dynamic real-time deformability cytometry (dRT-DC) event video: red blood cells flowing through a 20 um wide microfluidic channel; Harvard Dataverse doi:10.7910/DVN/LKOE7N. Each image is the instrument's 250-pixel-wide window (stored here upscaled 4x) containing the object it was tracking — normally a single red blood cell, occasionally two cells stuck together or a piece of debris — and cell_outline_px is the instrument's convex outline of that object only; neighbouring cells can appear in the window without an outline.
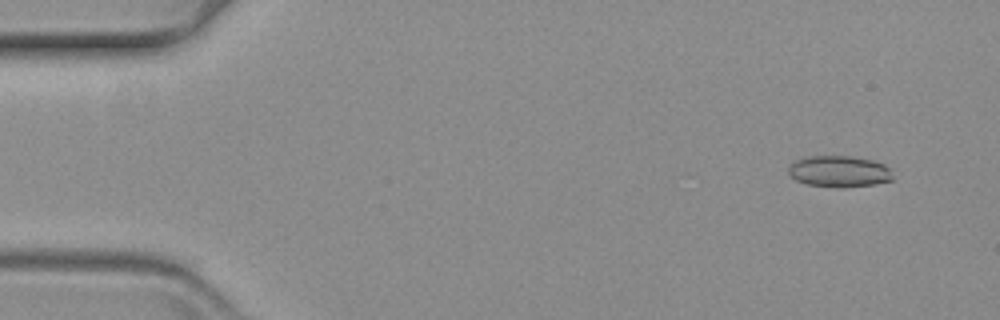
{"species": "common noctule bat (a hibernating species)", "species_latin": "Nyctalus noctula", "temperature_condition": "warm", "stored_images_in_passage": 60, "camera_frame_rate_fps": 3000, "um_per_image_px": 0.085, "animal": {"sex": "female", "body_mass_g": 19.3, "forearm_length_mm": 54.1}, "frame": {"image": 1, "passage_image": 5, "time_ms": 1.333, "image_size_px": [1000, 320], "cell_outline_px": [[892, 180], [876, 184], [844, 188], [840, 188], [808, 184], [796, 180], [788, 172], [788, 168], [796, 160], [808, 156], [848, 156], [872, 160], [884, 164], [888, 168], [892, 176]], "centroid_in_image_um": [71.33, 14.58], "position_along_channel_um": 13.7, "area_um2": 18.96}}
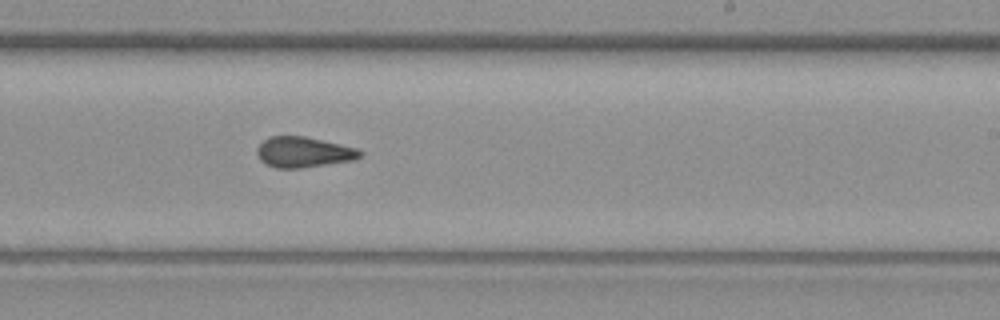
{"frame": {"image": 2, "passage_image": 37, "time_ms": 12.0, "image_size_px": [1000, 320], "cell_outline_px": [[364, 152], [360, 156], [352, 160], [300, 168], [276, 168], [264, 164], [260, 160], [256, 152], [256, 148], [268, 136], [304, 136], [360, 148]], "centroid_in_image_um": [25.79, 12.92], "position_along_channel_um": 263.2, "area_um2": 18.44}}
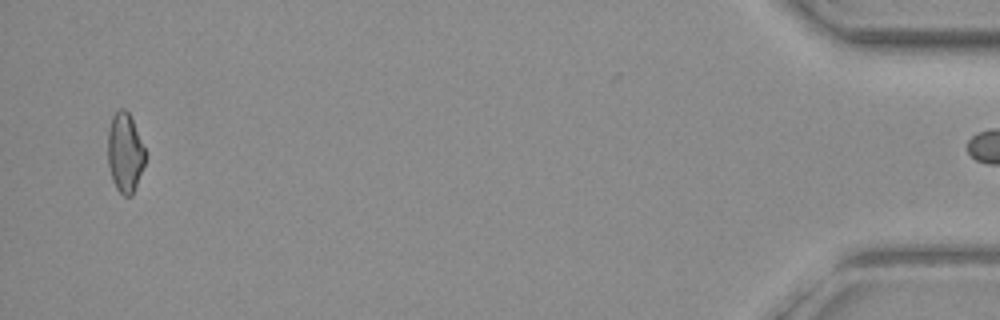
{"frame": {"image": 3, "passage_image": 59, "time_ms": 19.333, "image_size_px": [1000, 320], "cell_outline_px": [[144, 164], [132, 196], [124, 196], [116, 188], [112, 180], [108, 164], [108, 128], [112, 116], [120, 108], [124, 108], [128, 112], [132, 120], [144, 148]], "centroid_in_image_um": [10.59, 12.98], "position_along_channel_um": 424.6, "area_um2": 17.05}}